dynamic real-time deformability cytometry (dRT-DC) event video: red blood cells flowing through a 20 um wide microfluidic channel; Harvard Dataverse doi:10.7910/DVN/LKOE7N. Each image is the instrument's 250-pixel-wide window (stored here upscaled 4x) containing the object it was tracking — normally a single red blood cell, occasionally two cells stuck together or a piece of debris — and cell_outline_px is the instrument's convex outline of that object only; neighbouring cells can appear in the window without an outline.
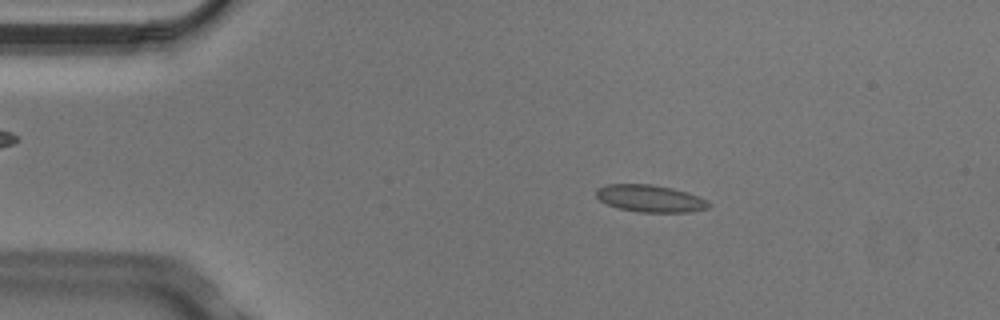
{"species": "Egyptian fruit bat (a non-hibernating species)", "species_latin": "Rousettus aegyptiacus", "temperature_condition": "cold", "stored_images_in_passage": 6, "camera_frame_rate_fps": 3000, "um_per_image_px": 0.085, "animal": {"sex": "male"}, "frame": {"image": 1, "passage_image": 2, "time_ms": 0.333, "image_size_px": [1000, 320], "cell_outline_px": [[712, 204], [708, 208], [692, 212], [636, 212], [620, 208], [608, 204], [600, 200], [596, 196], [596, 188], [608, 184], [652, 184], [672, 188], [688, 192], [708, 200]], "centroid_in_image_um": [55.3, 16.87], "position_along_channel_um": 29.7, "area_um2": 17.92}}
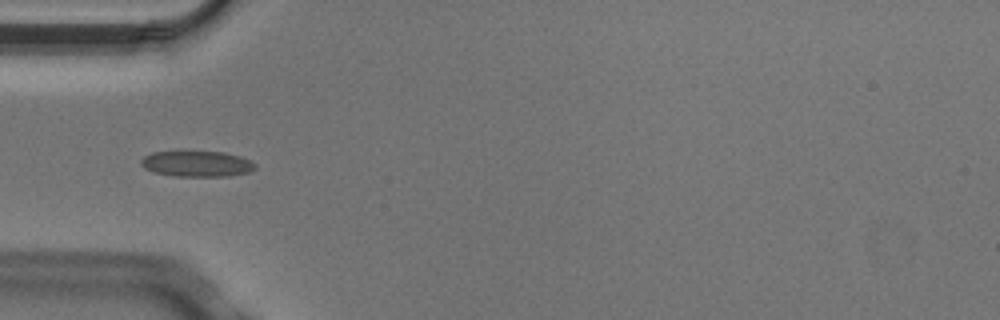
{"frame": {"image": 2, "passage_image": 4, "time_ms": 1.0, "image_size_px": [1000, 320], "cell_outline_px": [[256, 168], [248, 172], [228, 176], [172, 176], [152, 172], [144, 168], [140, 164], [140, 160], [144, 156], [152, 152], [224, 152], [240, 156], [256, 164]], "centroid_in_image_um": [16.7, 13.93], "position_along_channel_um": 68.3, "area_um2": 17.11}}
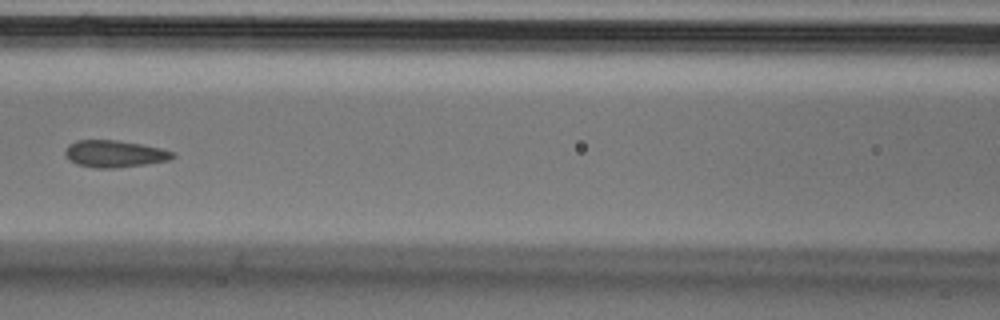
{"frame": {"image": 3, "passage_image": 6, "time_ms": 1.667, "image_size_px": [1000, 320], "cell_outline_px": [[176, 156], [168, 160], [144, 164], [116, 168], [96, 168], [76, 164], [68, 160], [64, 152], [68, 144], [76, 140], [116, 140], [140, 144], [160, 148], [176, 152]], "centroid_in_image_um": [9.71, 13.07], "position_along_channel_um": 156.9, "area_um2": 16.94}}